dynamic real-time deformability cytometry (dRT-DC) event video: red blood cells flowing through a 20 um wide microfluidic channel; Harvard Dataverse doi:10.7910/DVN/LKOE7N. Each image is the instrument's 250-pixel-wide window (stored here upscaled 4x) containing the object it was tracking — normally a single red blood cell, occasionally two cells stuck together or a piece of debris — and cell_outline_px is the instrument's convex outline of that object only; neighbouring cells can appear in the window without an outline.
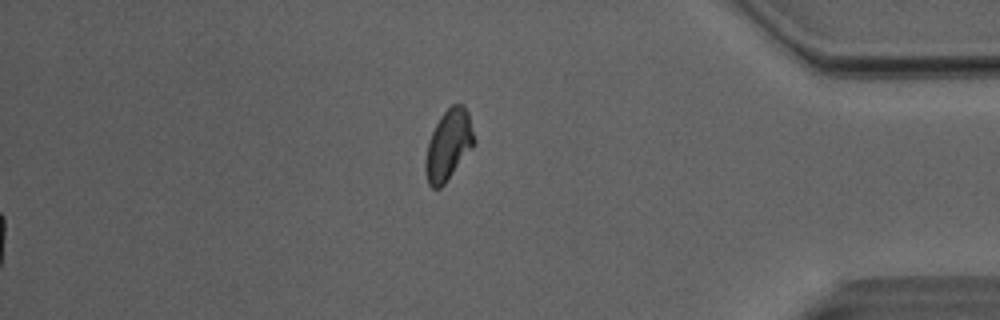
{"species": "Egyptian fruit bat (a non-hibernating species)", "species_latin": "Rousettus aegyptiacus", "temperature_condition": "room temperature", "stored_images_in_passage": 52, "segment_of_instrument_passage": [2, 2], "camera_frame_rate_fps": 3000, "um_per_image_px": 0.085, "animal": {"sex": "male"}, "frame": {"image": 1, "passage_image": 52, "time_ms": 17.0, "image_size_px": [1000, 320], "cell_outline_px": [[476, 144], [444, 184], [440, 188], [432, 188], [428, 184], [424, 168], [424, 160], [428, 140], [440, 116], [452, 104], [464, 104], [468, 112], [476, 140]], "centroid_in_image_um": [38.12, 12.32], "position_along_channel_um": 397.1, "area_um2": 20.23}}